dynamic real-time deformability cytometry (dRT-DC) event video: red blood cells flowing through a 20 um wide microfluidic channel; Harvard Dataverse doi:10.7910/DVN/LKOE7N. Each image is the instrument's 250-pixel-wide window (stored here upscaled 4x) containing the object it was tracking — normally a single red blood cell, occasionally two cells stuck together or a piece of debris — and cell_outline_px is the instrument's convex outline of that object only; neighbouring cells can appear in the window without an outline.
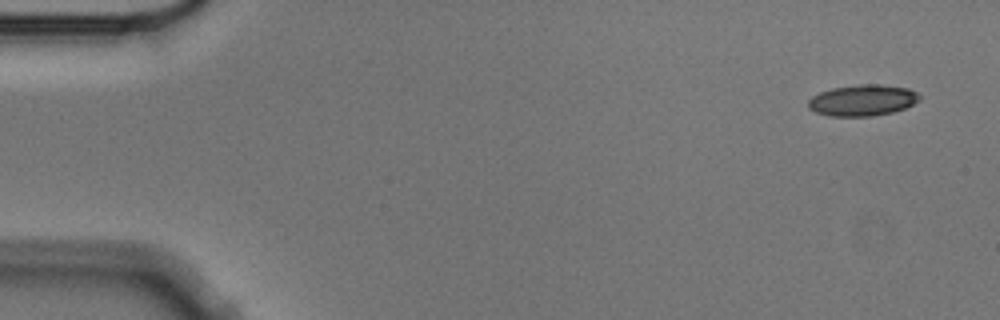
{"species": "Egyptian fruit bat (a non-hibernating species)", "species_latin": "Rousettus aegyptiacus", "temperature_condition": "cold", "stored_images_in_passage": 5, "camera_frame_rate_fps": 3000, "um_per_image_px": 0.085, "animal": {"sex": "male"}, "frame": {"image": 1, "passage_image": 1, "time_ms": 0.0, "image_size_px": [1000, 320], "cell_outline_px": [[920, 100], [904, 108], [892, 112], [872, 116], [828, 116], [816, 112], [808, 108], [808, 100], [812, 96], [820, 92], [832, 88], [860, 84], [880, 84], [908, 88], [916, 92], [920, 96]], "centroid_in_image_um": [73.3, 8.52], "position_along_channel_um": 11.7, "area_um2": 20.23}}
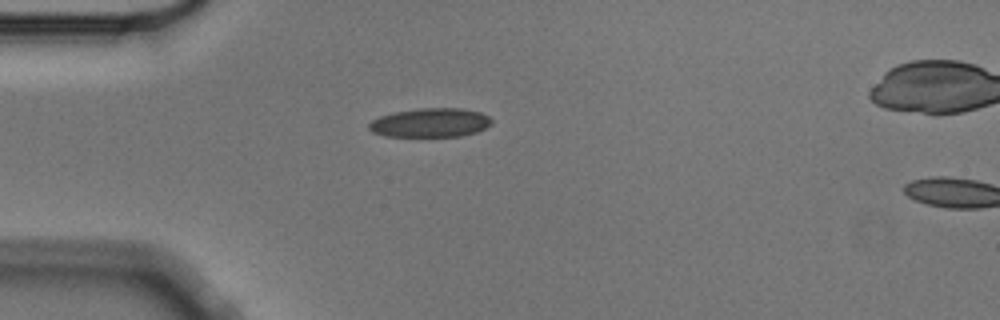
{"frame": {"image": 2, "passage_image": 4, "time_ms": 1.0, "image_size_px": [1000, 320], "cell_outline_px": [[492, 124], [476, 132], [460, 136], [384, 136], [372, 132], [368, 128], [368, 124], [372, 120], [380, 116], [396, 112], [420, 108], [460, 108], [480, 112], [488, 116], [492, 120]], "centroid_in_image_um": [36.57, 10.43], "position_along_channel_um": 48.4, "area_um2": 20.63}}